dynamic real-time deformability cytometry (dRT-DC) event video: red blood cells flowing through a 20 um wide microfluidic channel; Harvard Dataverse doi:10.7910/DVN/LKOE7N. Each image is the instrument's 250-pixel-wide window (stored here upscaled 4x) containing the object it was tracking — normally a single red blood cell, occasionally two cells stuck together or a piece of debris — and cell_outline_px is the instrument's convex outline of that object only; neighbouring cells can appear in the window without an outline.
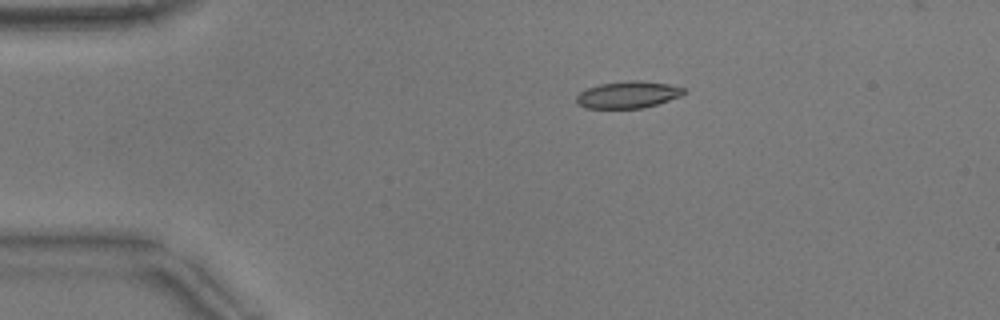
{"species": "common noctule bat (a hibernating species)", "species_latin": "Nyctalus noctula", "temperature_condition": "warm", "stored_images_in_passage": 51, "camera_frame_rate_fps": 3000, "um_per_image_px": 0.085, "animal": {"sex": "male", "body_mass_g": 17.9}, "frame": {"image": 1, "passage_image": 9, "time_ms": 2.667, "image_size_px": [1000, 320], "cell_outline_px": [[688, 92], [680, 96], [644, 108], [584, 108], [576, 100], [576, 96], [580, 92], [588, 88], [600, 84], [636, 80], [640, 80], [668, 84], [684, 88]], "centroid_in_image_um": [53.4, 8.05], "position_along_channel_um": 31.6, "area_um2": 16.65}}
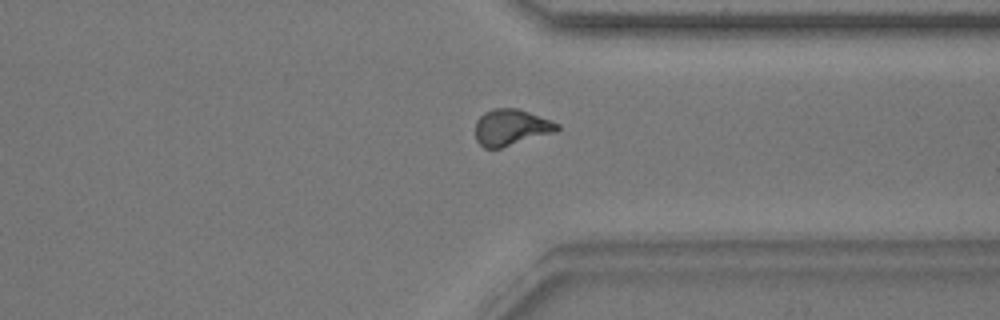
{"frame": {"image": 2, "passage_image": 39, "time_ms": 12.667, "image_size_px": [1000, 320], "cell_outline_px": [[560, 128], [556, 132], [500, 148], [484, 148], [476, 140], [476, 120], [484, 112], [496, 108], [516, 108], [552, 120], [560, 124]], "centroid_in_image_um": [43.46, 10.82], "position_along_channel_um": 367.9, "area_um2": 17.28}}
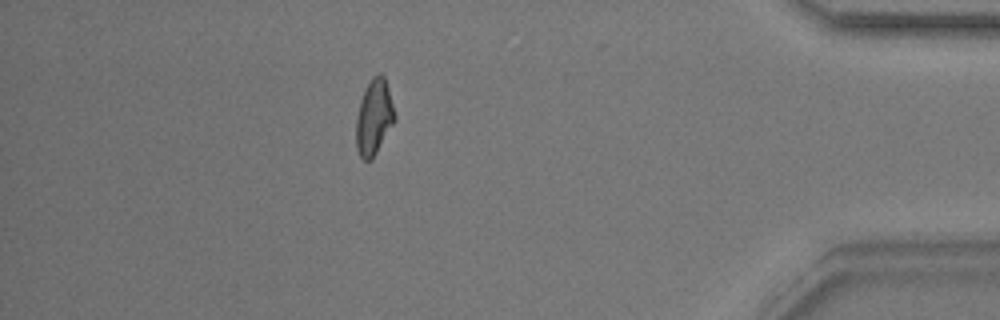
{"frame": {"image": 3, "passage_image": 45, "time_ms": 14.667, "image_size_px": [1000, 320], "cell_outline_px": [[396, 120], [372, 160], [364, 160], [360, 156], [356, 148], [356, 120], [360, 100], [364, 88], [372, 76], [380, 72], [384, 76], [388, 88], [396, 116]], "centroid_in_image_um": [31.79, 9.95], "position_along_channel_um": 403.4, "area_um2": 17.17}, "authors_computed_cell_mechanics": {"area_um2": 16.9932, "velocity_mm_per_s": 3.8662, "shape_relaxation_time_tau1_ms": 8.2691, "shape_relaxation_time_tau2_ms": 1.7811, "deformation_change_tau1": 0.2222, "deformation_change_tau2": 0.068}}